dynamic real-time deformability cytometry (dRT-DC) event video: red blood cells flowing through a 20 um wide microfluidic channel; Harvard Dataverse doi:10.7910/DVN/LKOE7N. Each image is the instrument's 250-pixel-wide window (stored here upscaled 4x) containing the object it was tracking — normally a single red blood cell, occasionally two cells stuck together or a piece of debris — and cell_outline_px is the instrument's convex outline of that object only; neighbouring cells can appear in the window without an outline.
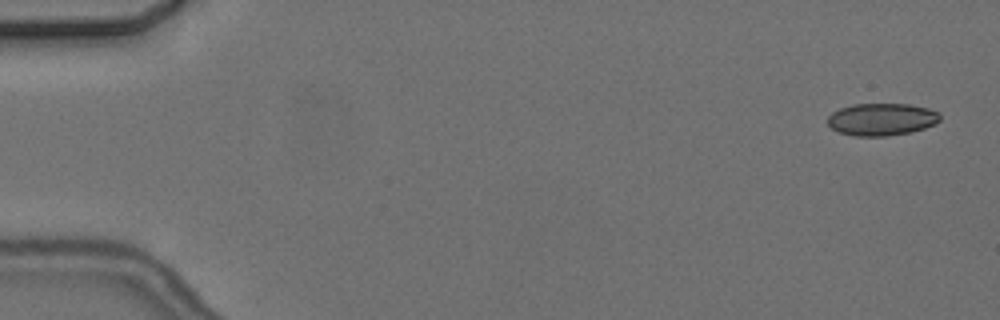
{"species": "common noctule bat (a hibernating species)", "species_latin": "Nyctalus noctula", "temperature_condition": "cold", "stored_images_in_passage": 6, "camera_frame_rate_fps": 3000, "um_per_image_px": 0.085, "animal": {"sex": "female", "body_mass_g": 24.6, "forearm_length_mm": 56.2}, "frame": {"image": 1, "passage_image": 1, "time_ms": 0.0, "image_size_px": [1000, 320], "cell_outline_px": [[940, 120], [936, 124], [912, 132], [884, 136], [856, 136], [836, 132], [828, 124], [828, 116], [832, 112], [840, 108], [852, 104], [908, 104], [928, 108], [940, 112]], "centroid_in_image_um": [74.94, 10.14], "position_along_channel_um": 10.1, "area_um2": 21.33}}